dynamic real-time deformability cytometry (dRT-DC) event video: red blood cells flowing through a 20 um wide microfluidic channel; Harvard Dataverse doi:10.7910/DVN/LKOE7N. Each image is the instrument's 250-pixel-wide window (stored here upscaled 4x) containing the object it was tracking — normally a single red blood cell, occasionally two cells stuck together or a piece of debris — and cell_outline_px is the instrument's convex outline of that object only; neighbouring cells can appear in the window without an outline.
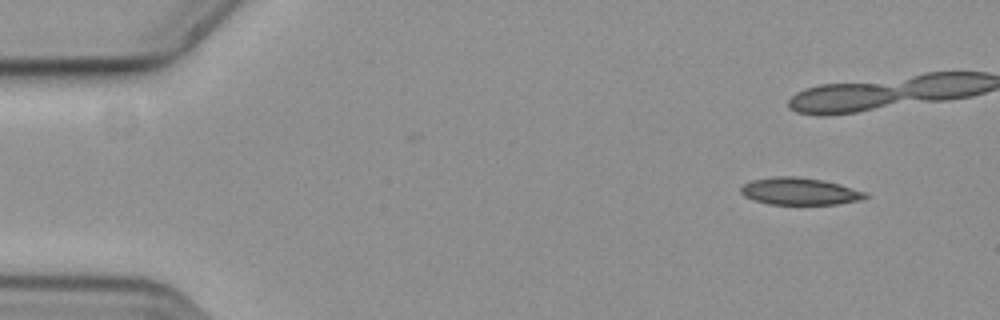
{"species": "common noctule bat (a hibernating species)", "species_latin": "Nyctalus noctula", "temperature_condition": "cold", "stored_images_in_passage": 40, "camera_frame_rate_fps": 3000, "um_per_image_px": 0.085, "animal": {"sex": "female", "body_mass_g": 19.3, "forearm_length_mm": 54.1}, "frame": {"image": 1, "passage_image": 1, "time_ms": 0.0, "image_size_px": [1000, 320], "cell_outline_px": [[868, 196], [860, 200], [836, 204], [768, 204], [752, 200], [744, 196], [740, 192], [740, 188], [744, 184], [752, 180], [776, 176], [796, 176], [820, 180], [868, 192]], "centroid_in_image_um": [67.93, 16.27], "position_along_channel_um": 17.1, "area_um2": 19.54}}